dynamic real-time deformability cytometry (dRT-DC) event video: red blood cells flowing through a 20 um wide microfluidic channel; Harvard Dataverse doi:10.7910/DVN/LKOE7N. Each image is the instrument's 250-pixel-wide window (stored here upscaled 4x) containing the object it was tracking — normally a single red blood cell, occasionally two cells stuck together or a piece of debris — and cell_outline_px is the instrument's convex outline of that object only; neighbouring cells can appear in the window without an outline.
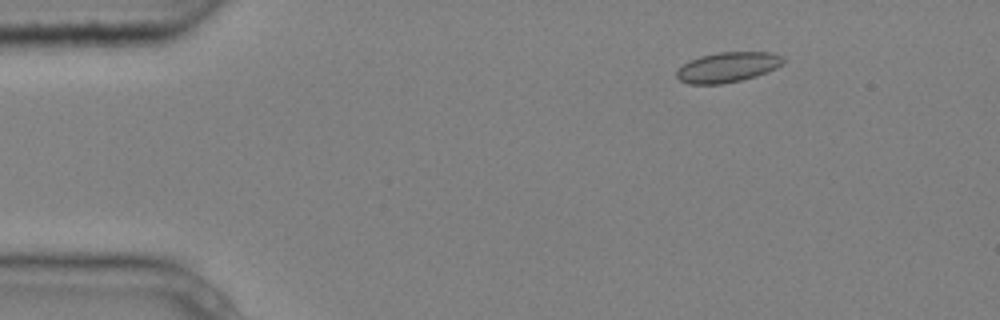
{"species": "common noctule bat (a hibernating species)", "species_latin": "Nyctalus noctula", "temperature_condition": "cold", "stored_images_in_passage": 5, "camera_frame_rate_fps": 3000, "um_per_image_px": 0.085, "animal": {"sex": "male", "body_mass_g": 20.4}, "frame": {"image": 1, "passage_image": 2, "time_ms": 0.333, "image_size_px": [1000, 320], "cell_outline_px": [[784, 60], [776, 68], [756, 76], [740, 80], [720, 84], [688, 84], [680, 80], [676, 76], [676, 72], [688, 60], [700, 56], [720, 52], [772, 52], [780, 56]], "centroid_in_image_um": [61.81, 5.71], "position_along_channel_um": 23.2, "area_um2": 18.5}}
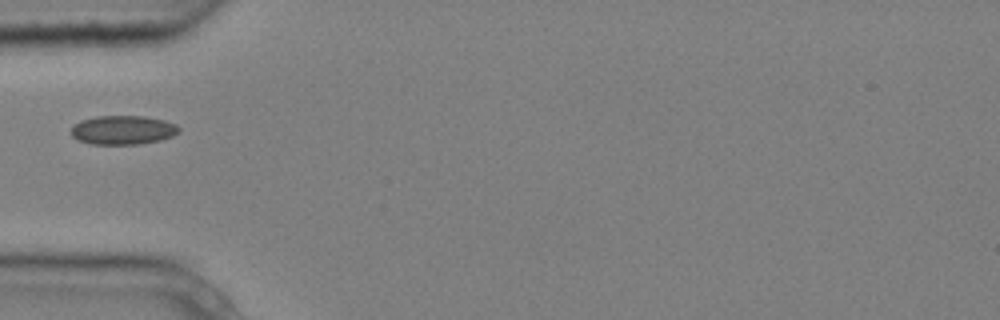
{"frame": {"image": 2, "passage_image": 5, "time_ms": 1.333, "image_size_px": [1000, 320], "cell_outline_px": [[180, 132], [172, 136], [160, 140], [140, 144], [88, 144], [72, 136], [72, 124], [80, 120], [96, 116], [144, 116], [164, 120], [176, 124], [180, 128]], "centroid_in_image_um": [10.45, 11.04], "position_along_channel_um": 74.6, "area_um2": 18.32}}